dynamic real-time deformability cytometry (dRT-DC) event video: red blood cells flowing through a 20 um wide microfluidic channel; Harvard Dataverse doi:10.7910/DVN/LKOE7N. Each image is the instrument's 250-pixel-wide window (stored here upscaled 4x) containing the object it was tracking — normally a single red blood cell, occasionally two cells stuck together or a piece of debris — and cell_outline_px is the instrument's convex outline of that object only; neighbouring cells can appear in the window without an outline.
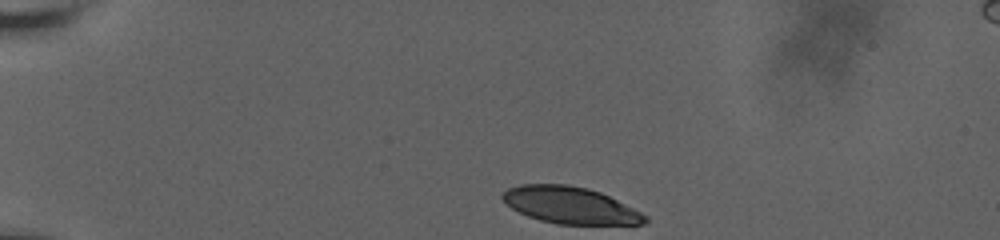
{"species": "human", "species_latin": "Homo sapiens", "temperature_condition": "room temperature", "stored_images_in_passage": 5, "camera_frame_rate_fps": 3000, "um_per_image_px": 0.085, "donor": {"sex": "male"}, "frame": {"image": 1, "passage_image": 1, "time_ms": 0.0, "image_size_px": [1000, 240], "cell_outline_px": [[648, 220], [644, 224], [556, 224], [540, 220], [528, 216], [512, 208], [500, 196], [508, 188], [520, 184], [568, 184], [588, 188], [600, 192], [648, 216]], "centroid_in_image_um": [48.46, 17.44], "position_along_channel_um": 36.5, "area_um2": 30.29}}
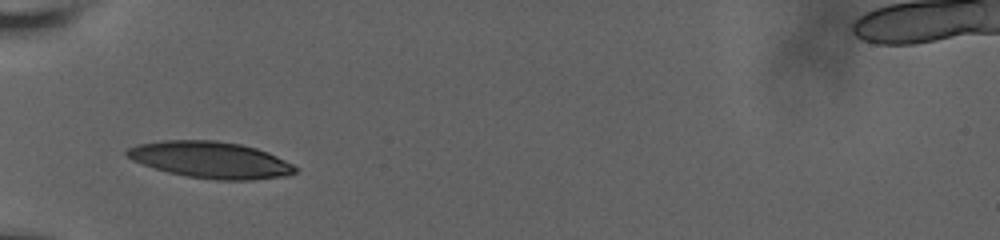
{"frame": {"image": 2, "passage_image": 4, "time_ms": 2.667, "image_size_px": [1000, 240], "cell_outline_px": [[300, 168], [296, 172], [284, 176], [252, 180], [216, 180], [188, 176], [168, 172], [132, 160], [124, 152], [128, 148], [136, 144], [164, 140], [216, 140], [240, 144], [256, 148], [268, 152]], "centroid_in_image_um": [17.91, 13.58], "position_along_channel_um": 67.1, "area_um2": 35.72}}
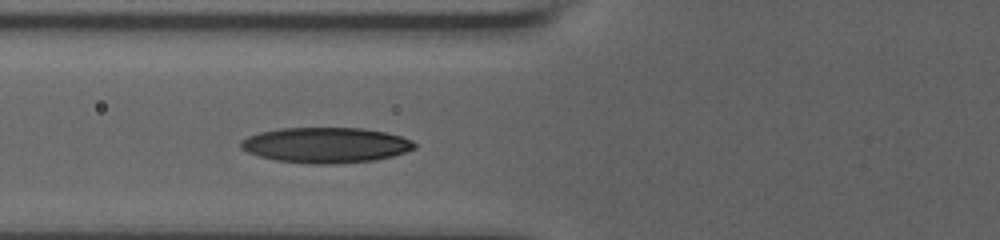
{"frame": {"image": 3, "passage_image": 5, "time_ms": 3.667, "image_size_px": [1000, 240], "cell_outline_px": [[416, 148], [392, 156], [376, 160], [332, 164], [312, 164], [276, 160], [260, 156], [248, 152], [240, 148], [240, 140], [248, 136], [260, 132], [280, 128], [364, 128], [384, 132], [400, 136], [412, 140], [416, 144]], "centroid_in_image_um": [27.68, 12.33], "position_along_channel_um": 98.1, "area_um2": 35.84}}